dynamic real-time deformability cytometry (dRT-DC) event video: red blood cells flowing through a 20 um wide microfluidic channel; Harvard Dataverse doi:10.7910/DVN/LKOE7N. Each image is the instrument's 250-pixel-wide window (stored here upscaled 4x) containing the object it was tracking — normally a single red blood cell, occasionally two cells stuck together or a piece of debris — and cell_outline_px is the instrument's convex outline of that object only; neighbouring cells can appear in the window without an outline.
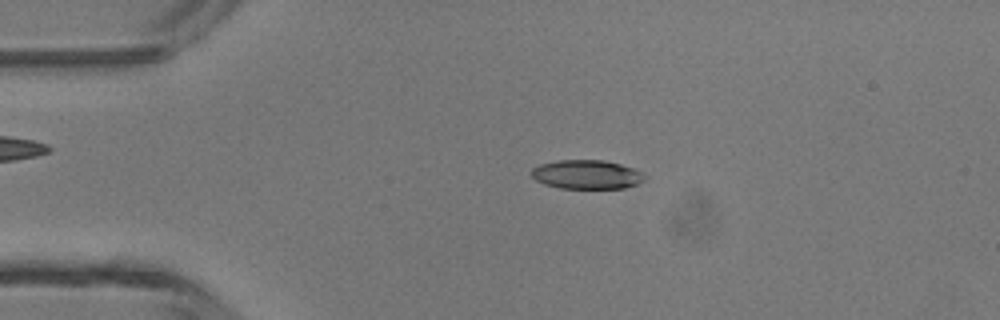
{"species": "common noctule bat (a hibernating species)", "species_latin": "Nyctalus noctula", "temperature_condition": "room temperature", "stored_images_in_passage": 46, "camera_frame_rate_fps": 3000, "um_per_image_px": 0.085, "animal": {"sex": "male", "body_mass_g": 13.3}, "frame": {"image": 1, "passage_image": 9, "time_ms": 2.667, "image_size_px": [1000, 320], "cell_outline_px": [[648, 176], [644, 180], [636, 184], [624, 188], [560, 188], [544, 184], [536, 180], [532, 176], [532, 168], [540, 164], [560, 160], [604, 160], [620, 164], [632, 168]], "centroid_in_image_um": [49.87, 14.83], "position_along_channel_um": 35.1, "area_um2": 19.02}}
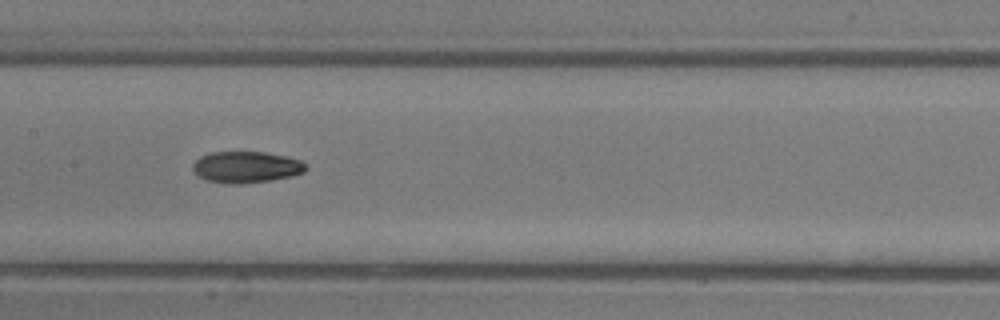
{"frame": {"image": 2, "passage_image": 22, "time_ms": 7.0, "image_size_px": [1000, 320], "cell_outline_px": [[308, 168], [304, 172], [292, 176], [268, 180], [240, 184], [228, 184], [208, 180], [196, 176], [192, 168], [192, 164], [200, 156], [212, 152], [264, 152], [284, 156], [300, 160]], "centroid_in_image_um": [20.89, 14.2], "position_along_channel_um": 186.5, "area_um2": 20.63}}
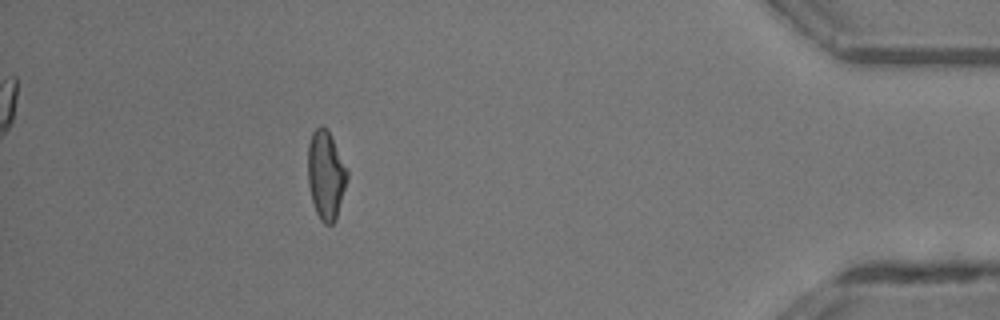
{"frame": {"image": 3, "passage_image": 41, "time_ms": 13.333, "image_size_px": [1000, 320], "cell_outline_px": [[348, 176], [336, 220], [332, 224], [324, 224], [320, 220], [316, 212], [312, 200], [308, 184], [308, 144], [312, 132], [320, 124], [328, 132], [348, 172]], "centroid_in_image_um": [27.68, 14.92], "position_along_channel_um": 407.5, "area_um2": 19.94}, "authors_computed_cell_mechanics": {"area_um2": 20.2878, "velocity_mm_per_s": 4.3849, "shape_relaxation_time_tau1_ms": 6.0136, "shape_relaxation_time_tau2_ms": 3.5154, "deformation_change_tau1": 0.2265, "deformation_change_tau2": 0.0897}}